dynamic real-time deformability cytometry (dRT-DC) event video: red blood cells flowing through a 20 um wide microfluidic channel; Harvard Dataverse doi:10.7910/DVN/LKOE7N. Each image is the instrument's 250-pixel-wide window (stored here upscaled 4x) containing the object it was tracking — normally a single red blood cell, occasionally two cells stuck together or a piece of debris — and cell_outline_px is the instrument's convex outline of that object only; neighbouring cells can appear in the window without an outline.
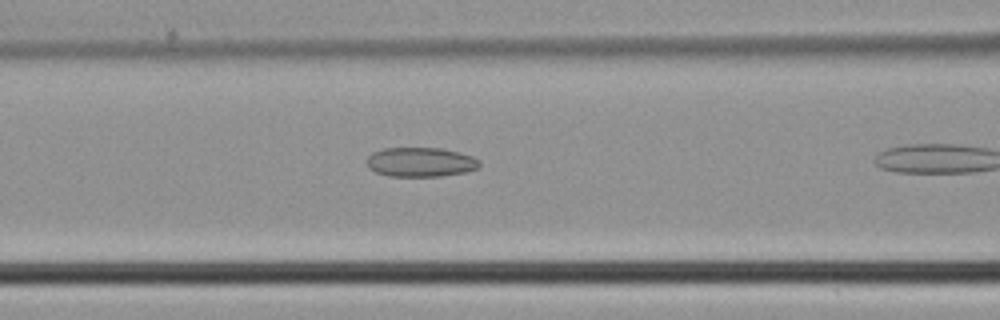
{"species": "common noctule bat (a hibernating species)", "species_latin": "Nyctalus noctula", "temperature_condition": "cold", "stored_images_in_passage": 7, "camera_frame_rate_fps": 3000, "um_per_image_px": 0.085, "animal": {"sex": "male", "body_mass_g": 21.5, "forearm_length_mm": 52.0}, "frame": {"image": 1, "passage_image": 6, "time_ms": 1.667, "image_size_px": [1000, 320], "cell_outline_px": [[480, 164], [476, 168], [464, 172], [440, 176], [388, 176], [376, 172], [368, 168], [368, 156], [372, 152], [384, 148], [444, 148], [472, 156], [480, 160]], "centroid_in_image_um": [35.74, 13.77], "position_along_channel_um": 130.9, "area_um2": 19.25}}